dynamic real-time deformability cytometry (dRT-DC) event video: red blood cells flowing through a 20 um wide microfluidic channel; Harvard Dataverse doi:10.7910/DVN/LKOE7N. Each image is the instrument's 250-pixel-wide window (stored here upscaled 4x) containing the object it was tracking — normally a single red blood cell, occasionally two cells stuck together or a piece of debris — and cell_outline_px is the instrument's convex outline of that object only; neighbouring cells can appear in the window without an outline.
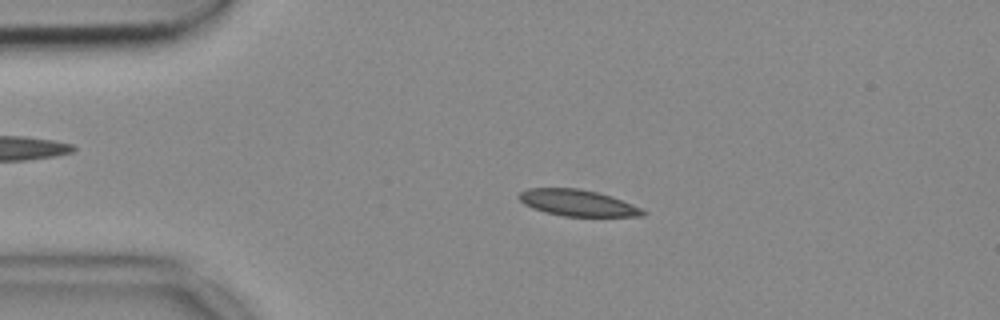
{"species": "common noctule bat (a hibernating species)", "species_latin": "Nyctalus noctula", "temperature_condition": "cold", "stored_images_in_passage": 52, "camera_frame_rate_fps": 3000, "um_per_image_px": 0.085, "animal": {"sex": "female", "body_mass_g": 18.4}, "frame": {"image": 1, "passage_image": 10, "time_ms": 3.0, "image_size_px": [1000, 320], "cell_outline_px": [[648, 212], [644, 216], [564, 216], [544, 212], [532, 208], [524, 204], [516, 196], [520, 192], [528, 188], [580, 188], [612, 196], [632, 204]], "centroid_in_image_um": [49.07, 17.24], "position_along_channel_um": 35.9, "area_um2": 19.07}}
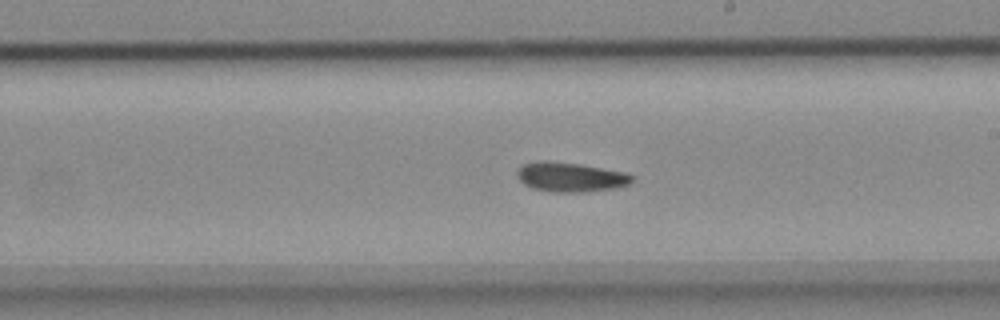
{"frame": {"image": 2, "passage_image": 29, "time_ms": 9.333, "image_size_px": [1000, 320], "cell_outline_px": [[636, 180], [628, 184], [616, 188], [584, 192], [552, 192], [532, 188], [524, 184], [516, 176], [516, 168], [520, 164], [540, 160], [548, 160], [580, 164], [628, 172], [636, 176]], "centroid_in_image_um": [48.5, 15.03], "position_along_channel_um": 240.5, "area_um2": 20.35}}
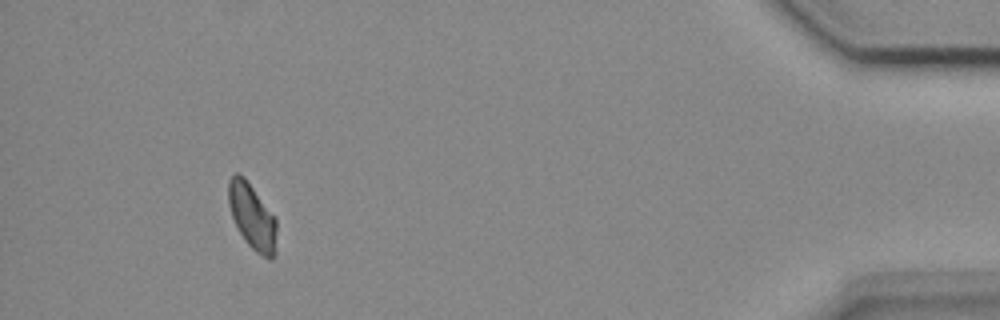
{"frame": {"image": 3, "passage_image": 48, "time_ms": 15.667, "image_size_px": [1000, 320], "cell_outline_px": [[276, 252], [272, 260], [268, 260], [256, 252], [244, 240], [232, 216], [228, 204], [228, 180], [236, 172], [240, 172], [244, 176], [276, 220]], "centroid_in_image_um": [21.43, 18.42], "position_along_channel_um": 413.8, "area_um2": 18.32}}